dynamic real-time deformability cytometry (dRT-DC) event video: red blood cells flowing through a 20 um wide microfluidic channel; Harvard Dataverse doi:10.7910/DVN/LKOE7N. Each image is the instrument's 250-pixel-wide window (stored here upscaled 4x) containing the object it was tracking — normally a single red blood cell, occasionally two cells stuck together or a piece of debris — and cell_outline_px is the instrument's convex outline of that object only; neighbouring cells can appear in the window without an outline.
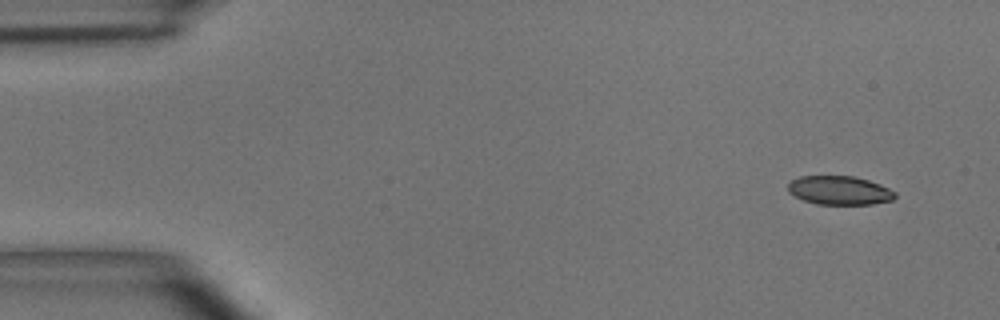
{"species": "common noctule bat (a hibernating species)", "species_latin": "Nyctalus noctula", "temperature_condition": "room temperature", "stored_images_in_passage": 4, "camera_frame_rate_fps": 3000, "um_per_image_px": 0.085, "animal": {"sex": "male", "body_mass_g": 15.6}, "frame": {"image": 1, "passage_image": 1, "time_ms": 0.0, "image_size_px": [1000, 320], "cell_outline_px": [[896, 196], [892, 200], [872, 204], [816, 204], [804, 200], [788, 192], [788, 184], [792, 180], [800, 176], [852, 176], [868, 180], [880, 184], [896, 192]], "centroid_in_image_um": [71.36, 16.18], "position_along_channel_um": 13.6, "area_um2": 17.86}}
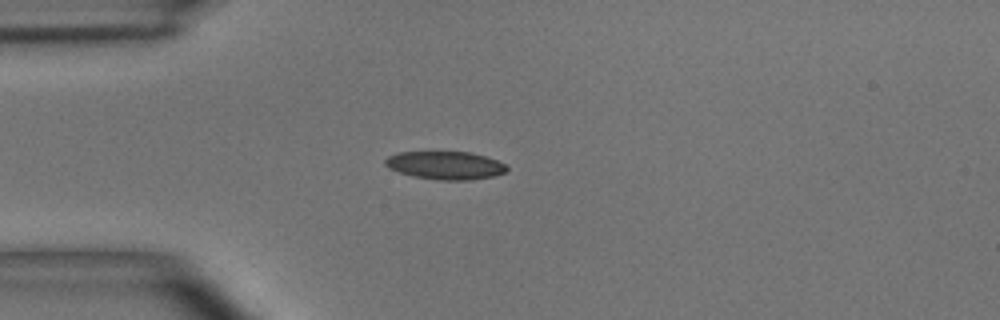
{"frame": {"image": 2, "passage_image": 4, "time_ms": 3.333, "image_size_px": [1000, 320], "cell_outline_px": [[508, 172], [496, 176], [468, 180], [436, 180], [412, 176], [388, 168], [384, 164], [384, 160], [388, 156], [396, 152], [468, 152], [484, 156], [496, 160], [504, 164], [508, 168]], "centroid_in_image_um": [37.84, 14.06], "position_along_channel_um": 47.2, "area_um2": 20.0}}